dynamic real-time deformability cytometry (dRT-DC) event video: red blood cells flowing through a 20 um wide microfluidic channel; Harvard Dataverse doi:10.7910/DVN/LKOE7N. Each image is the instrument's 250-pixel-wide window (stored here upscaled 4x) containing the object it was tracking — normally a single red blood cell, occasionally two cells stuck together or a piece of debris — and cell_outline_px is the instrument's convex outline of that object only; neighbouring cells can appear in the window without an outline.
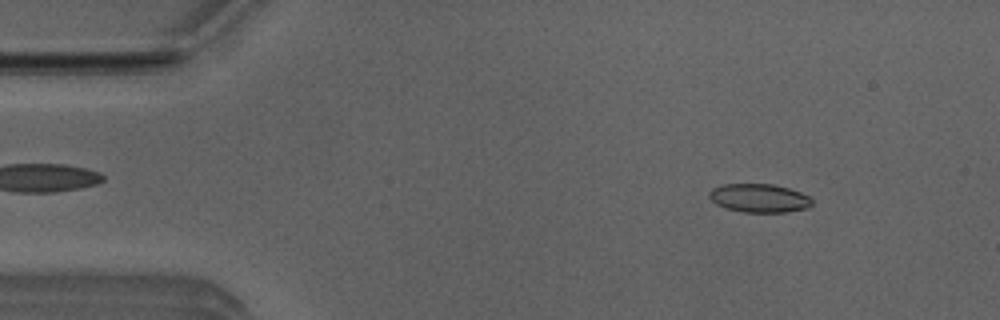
{"species": "Egyptian fruit bat (a non-hibernating species)", "species_latin": "Rousettus aegyptiacus", "temperature_condition": "room temperature", "stored_images_in_passage": 4, "camera_frame_rate_fps": 3000, "um_per_image_px": 0.085, "animal": {"sex": "male"}, "frame": {"image": 1, "passage_image": 1, "time_ms": 0.0, "image_size_px": [1000, 320], "cell_outline_px": [[812, 204], [808, 208], [788, 212], [744, 212], [728, 208], [716, 204], [708, 196], [708, 192], [712, 188], [724, 184], [772, 184], [788, 188], [800, 192], [808, 196], [812, 200]], "centroid_in_image_um": [64.53, 16.84], "position_along_channel_um": 20.5, "area_um2": 17.05}}
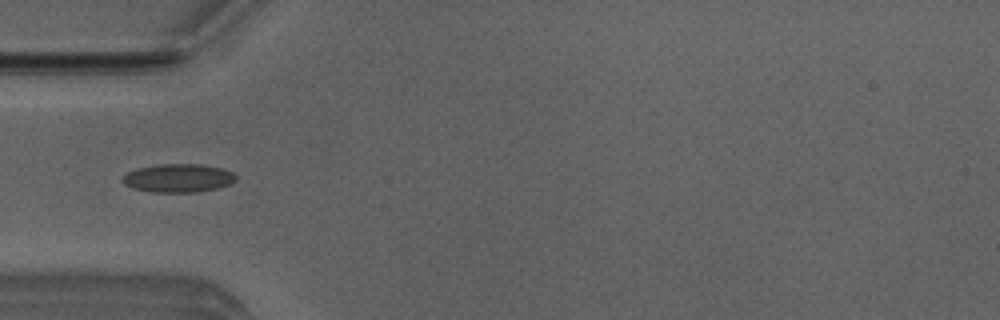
{"frame": {"image": 2, "passage_image": 4, "time_ms": 1.0, "image_size_px": [1000, 320], "cell_outline_px": [[236, 180], [232, 184], [216, 188], [196, 192], [152, 192], [132, 188], [124, 184], [120, 180], [128, 172], [136, 168], [160, 164], [200, 164], [220, 168], [232, 172], [236, 176]], "centroid_in_image_um": [15.14, 15.14], "position_along_channel_um": 69.9, "area_um2": 18.79}}